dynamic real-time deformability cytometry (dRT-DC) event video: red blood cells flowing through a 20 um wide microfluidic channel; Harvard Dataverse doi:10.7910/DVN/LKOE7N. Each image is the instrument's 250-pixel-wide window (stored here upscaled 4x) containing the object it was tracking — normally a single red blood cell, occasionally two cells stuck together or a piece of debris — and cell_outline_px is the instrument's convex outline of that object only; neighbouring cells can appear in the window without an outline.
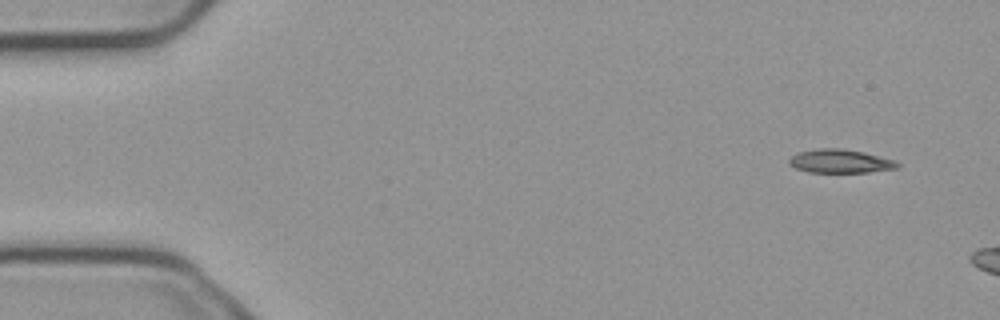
{"species": "common noctule bat (a hibernating species)", "species_latin": "Nyctalus noctula", "temperature_condition": "cold", "stored_images_in_passage": 2, "camera_frame_rate_fps": 3000, "um_per_image_px": 0.085, "animal": {"sex": "male", "body_mass_g": 23.1, "forearm_length_mm": 52.7}, "frame": {"image": 1, "passage_image": 1, "time_ms": 0.0, "image_size_px": [1000, 320], "cell_outline_px": [[900, 168], [868, 172], [808, 172], [796, 168], [788, 164], [788, 160], [796, 152], [820, 148], [840, 148], [864, 152], [896, 160], [900, 164]], "centroid_in_image_um": [71.43, 13.7], "position_along_channel_um": 13.6, "area_um2": 15.03}}